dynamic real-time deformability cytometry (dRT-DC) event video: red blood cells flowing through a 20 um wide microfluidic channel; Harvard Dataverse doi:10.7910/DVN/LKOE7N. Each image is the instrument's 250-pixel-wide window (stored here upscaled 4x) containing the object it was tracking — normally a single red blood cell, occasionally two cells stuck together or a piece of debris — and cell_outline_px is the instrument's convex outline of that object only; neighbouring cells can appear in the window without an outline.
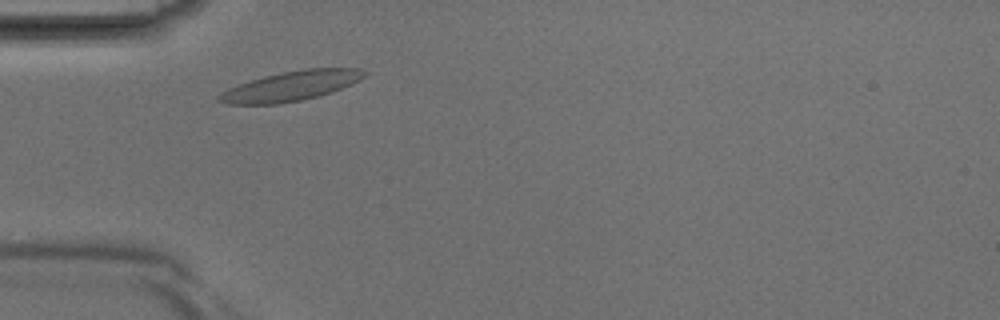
{"species": "Egyptian fruit bat (a non-hibernating species)", "species_latin": "Rousettus aegyptiacus", "temperature_condition": "room temperature", "stored_images_in_passage": 32, "camera_frame_rate_fps": 3000, "um_per_image_px": 0.085, "animal": {"sex": "male"}, "frame": {"image": 1, "passage_image": 4, "time_ms": 1.0, "image_size_px": [1000, 320], "cell_outline_px": [[368, 72], [360, 80], [332, 92], [300, 100], [280, 104], [228, 104], [216, 100], [216, 96], [228, 88], [264, 76], [304, 68], [360, 68]], "centroid_in_image_um": [24.74, 7.31], "position_along_channel_um": 60.3, "area_um2": 24.97}}
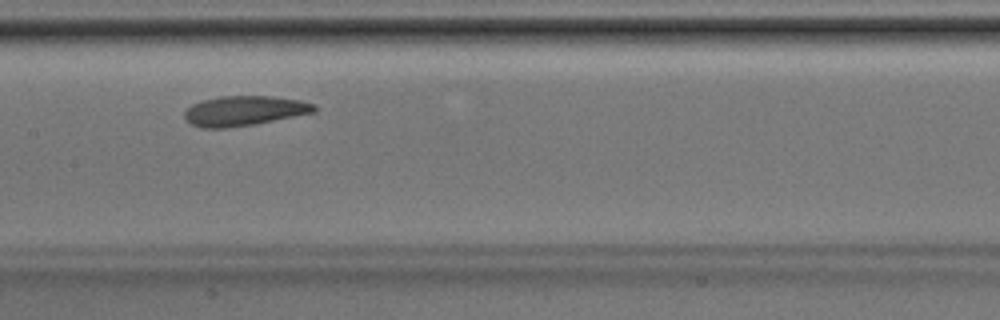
{"frame": {"image": 2, "passage_image": 12, "time_ms": 3.667, "image_size_px": [1000, 320], "cell_outline_px": [[316, 112], [256, 124], [228, 128], [200, 128], [192, 124], [184, 116], [184, 112], [192, 104], [200, 100], [220, 96], [272, 96], [300, 100], [316, 104]], "centroid_in_image_um": [20.77, 9.42], "position_along_channel_um": 186.6, "area_um2": 22.77}}
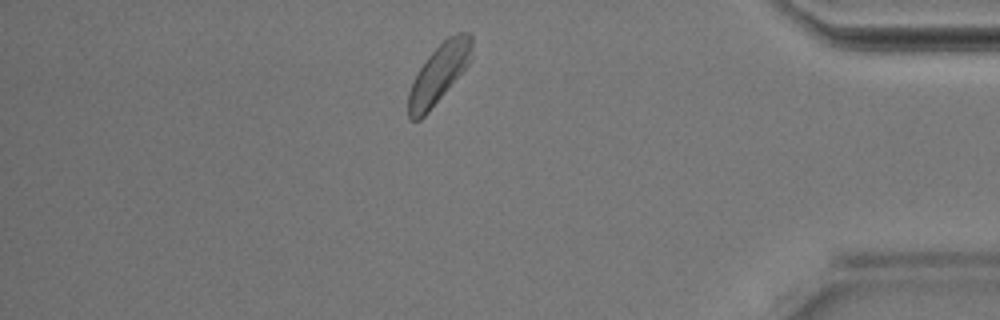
{"frame": {"image": 3, "passage_image": 27, "time_ms": 8.667, "image_size_px": [1000, 320], "cell_outline_px": [[472, 60], [428, 112], [420, 120], [412, 120], [408, 116], [408, 92], [420, 68], [428, 56], [448, 36], [456, 32], [472, 32]], "centroid_in_image_um": [37.33, 6.23], "position_along_channel_um": 397.9, "area_um2": 21.56}}